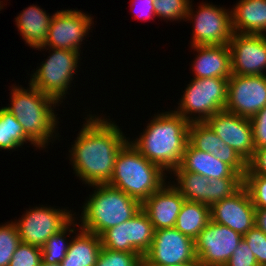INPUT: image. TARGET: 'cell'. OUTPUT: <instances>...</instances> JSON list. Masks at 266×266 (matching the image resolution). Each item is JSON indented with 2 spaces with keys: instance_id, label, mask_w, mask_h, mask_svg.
I'll return each instance as SVG.
<instances>
[{
  "instance_id": "cell-1",
  "label": "cell",
  "mask_w": 266,
  "mask_h": 266,
  "mask_svg": "<svg viewBox=\"0 0 266 266\" xmlns=\"http://www.w3.org/2000/svg\"><path fill=\"white\" fill-rule=\"evenodd\" d=\"M94 117L90 115L70 151L76 175L88 185L110 181L116 157L128 142L114 123Z\"/></svg>"
},
{
  "instance_id": "cell-2",
  "label": "cell",
  "mask_w": 266,
  "mask_h": 266,
  "mask_svg": "<svg viewBox=\"0 0 266 266\" xmlns=\"http://www.w3.org/2000/svg\"><path fill=\"white\" fill-rule=\"evenodd\" d=\"M189 126L190 122L175 111L158 114L131 144L163 171L172 172L180 165L189 142Z\"/></svg>"
},
{
  "instance_id": "cell-3",
  "label": "cell",
  "mask_w": 266,
  "mask_h": 266,
  "mask_svg": "<svg viewBox=\"0 0 266 266\" xmlns=\"http://www.w3.org/2000/svg\"><path fill=\"white\" fill-rule=\"evenodd\" d=\"M163 170L127 142L119 151L107 183L143 203L163 184Z\"/></svg>"
},
{
  "instance_id": "cell-4",
  "label": "cell",
  "mask_w": 266,
  "mask_h": 266,
  "mask_svg": "<svg viewBox=\"0 0 266 266\" xmlns=\"http://www.w3.org/2000/svg\"><path fill=\"white\" fill-rule=\"evenodd\" d=\"M96 190L83 206L82 227L100 236L107 229L117 226L136 215L142 203L109 184H95Z\"/></svg>"
},
{
  "instance_id": "cell-5",
  "label": "cell",
  "mask_w": 266,
  "mask_h": 266,
  "mask_svg": "<svg viewBox=\"0 0 266 266\" xmlns=\"http://www.w3.org/2000/svg\"><path fill=\"white\" fill-rule=\"evenodd\" d=\"M29 90L13 87L11 107H4L22 125L25 134L39 147L48 143L56 128L57 119L52 110L58 103L53 97L43 94L31 83ZM55 103V104H54Z\"/></svg>"
},
{
  "instance_id": "cell-6",
  "label": "cell",
  "mask_w": 266,
  "mask_h": 266,
  "mask_svg": "<svg viewBox=\"0 0 266 266\" xmlns=\"http://www.w3.org/2000/svg\"><path fill=\"white\" fill-rule=\"evenodd\" d=\"M229 78H194L185 89L178 110L181 117L191 122H205L212 115L225 110ZM198 113L194 119L189 114ZM188 114V115H187ZM201 115V116H200Z\"/></svg>"
},
{
  "instance_id": "cell-7",
  "label": "cell",
  "mask_w": 266,
  "mask_h": 266,
  "mask_svg": "<svg viewBox=\"0 0 266 266\" xmlns=\"http://www.w3.org/2000/svg\"><path fill=\"white\" fill-rule=\"evenodd\" d=\"M52 51L54 53L36 70L29 82L43 94L59 102L67 92L74 72L76 73L80 53L59 48H52Z\"/></svg>"
},
{
  "instance_id": "cell-8",
  "label": "cell",
  "mask_w": 266,
  "mask_h": 266,
  "mask_svg": "<svg viewBox=\"0 0 266 266\" xmlns=\"http://www.w3.org/2000/svg\"><path fill=\"white\" fill-rule=\"evenodd\" d=\"M154 231L149 216L141 208L129 220L104 231L100 235L101 244L109 250L139 253L143 257L151 247Z\"/></svg>"
},
{
  "instance_id": "cell-9",
  "label": "cell",
  "mask_w": 266,
  "mask_h": 266,
  "mask_svg": "<svg viewBox=\"0 0 266 266\" xmlns=\"http://www.w3.org/2000/svg\"><path fill=\"white\" fill-rule=\"evenodd\" d=\"M195 241L174 228L154 231L149 251L143 256V266H171L197 260Z\"/></svg>"
},
{
  "instance_id": "cell-10",
  "label": "cell",
  "mask_w": 266,
  "mask_h": 266,
  "mask_svg": "<svg viewBox=\"0 0 266 266\" xmlns=\"http://www.w3.org/2000/svg\"><path fill=\"white\" fill-rule=\"evenodd\" d=\"M242 239L231 228L210 221L194 240L196 256L203 266H224Z\"/></svg>"
},
{
  "instance_id": "cell-11",
  "label": "cell",
  "mask_w": 266,
  "mask_h": 266,
  "mask_svg": "<svg viewBox=\"0 0 266 266\" xmlns=\"http://www.w3.org/2000/svg\"><path fill=\"white\" fill-rule=\"evenodd\" d=\"M266 106V75H236L228 79L225 110L252 118Z\"/></svg>"
},
{
  "instance_id": "cell-12",
  "label": "cell",
  "mask_w": 266,
  "mask_h": 266,
  "mask_svg": "<svg viewBox=\"0 0 266 266\" xmlns=\"http://www.w3.org/2000/svg\"><path fill=\"white\" fill-rule=\"evenodd\" d=\"M65 211L44 206L30 209L19 222H14L20 241L42 247L73 219L72 213Z\"/></svg>"
},
{
  "instance_id": "cell-13",
  "label": "cell",
  "mask_w": 266,
  "mask_h": 266,
  "mask_svg": "<svg viewBox=\"0 0 266 266\" xmlns=\"http://www.w3.org/2000/svg\"><path fill=\"white\" fill-rule=\"evenodd\" d=\"M91 25L92 18L78 10L57 11L53 14L45 44L37 49H46L48 46L50 49L52 47L79 52L80 42L88 34Z\"/></svg>"
},
{
  "instance_id": "cell-14",
  "label": "cell",
  "mask_w": 266,
  "mask_h": 266,
  "mask_svg": "<svg viewBox=\"0 0 266 266\" xmlns=\"http://www.w3.org/2000/svg\"><path fill=\"white\" fill-rule=\"evenodd\" d=\"M205 123L246 162L252 158L255 146L250 118L222 110L208 118Z\"/></svg>"
},
{
  "instance_id": "cell-15",
  "label": "cell",
  "mask_w": 266,
  "mask_h": 266,
  "mask_svg": "<svg viewBox=\"0 0 266 266\" xmlns=\"http://www.w3.org/2000/svg\"><path fill=\"white\" fill-rule=\"evenodd\" d=\"M196 12L192 46L229 45L234 33L231 12L208 3L199 6Z\"/></svg>"
},
{
  "instance_id": "cell-16",
  "label": "cell",
  "mask_w": 266,
  "mask_h": 266,
  "mask_svg": "<svg viewBox=\"0 0 266 266\" xmlns=\"http://www.w3.org/2000/svg\"><path fill=\"white\" fill-rule=\"evenodd\" d=\"M210 216L212 222L227 226L242 236L255 226V206L244 186L231 197L213 204Z\"/></svg>"
},
{
  "instance_id": "cell-17",
  "label": "cell",
  "mask_w": 266,
  "mask_h": 266,
  "mask_svg": "<svg viewBox=\"0 0 266 266\" xmlns=\"http://www.w3.org/2000/svg\"><path fill=\"white\" fill-rule=\"evenodd\" d=\"M231 73L236 75H264L266 45L261 35L233 33L229 42Z\"/></svg>"
},
{
  "instance_id": "cell-18",
  "label": "cell",
  "mask_w": 266,
  "mask_h": 266,
  "mask_svg": "<svg viewBox=\"0 0 266 266\" xmlns=\"http://www.w3.org/2000/svg\"><path fill=\"white\" fill-rule=\"evenodd\" d=\"M189 143L201 152L213 154L244 177L247 162L232 147L223 142L205 122L190 123Z\"/></svg>"
},
{
  "instance_id": "cell-19",
  "label": "cell",
  "mask_w": 266,
  "mask_h": 266,
  "mask_svg": "<svg viewBox=\"0 0 266 266\" xmlns=\"http://www.w3.org/2000/svg\"><path fill=\"white\" fill-rule=\"evenodd\" d=\"M186 199L171 184H163L142 203V209L149 216L154 230L174 228L182 204Z\"/></svg>"
},
{
  "instance_id": "cell-20",
  "label": "cell",
  "mask_w": 266,
  "mask_h": 266,
  "mask_svg": "<svg viewBox=\"0 0 266 266\" xmlns=\"http://www.w3.org/2000/svg\"><path fill=\"white\" fill-rule=\"evenodd\" d=\"M172 172H192L207 178H243L230 165L217 159L209 152H201L189 142L186 145L180 165Z\"/></svg>"
},
{
  "instance_id": "cell-21",
  "label": "cell",
  "mask_w": 266,
  "mask_h": 266,
  "mask_svg": "<svg viewBox=\"0 0 266 266\" xmlns=\"http://www.w3.org/2000/svg\"><path fill=\"white\" fill-rule=\"evenodd\" d=\"M198 52L194 61V78H229L231 73V52L229 45H196Z\"/></svg>"
},
{
  "instance_id": "cell-22",
  "label": "cell",
  "mask_w": 266,
  "mask_h": 266,
  "mask_svg": "<svg viewBox=\"0 0 266 266\" xmlns=\"http://www.w3.org/2000/svg\"><path fill=\"white\" fill-rule=\"evenodd\" d=\"M234 7L231 11L234 33L260 35L266 32V0H240Z\"/></svg>"
},
{
  "instance_id": "cell-23",
  "label": "cell",
  "mask_w": 266,
  "mask_h": 266,
  "mask_svg": "<svg viewBox=\"0 0 266 266\" xmlns=\"http://www.w3.org/2000/svg\"><path fill=\"white\" fill-rule=\"evenodd\" d=\"M15 19L23 40L29 46L37 48L45 44L53 16L33 5L23 10Z\"/></svg>"
},
{
  "instance_id": "cell-24",
  "label": "cell",
  "mask_w": 266,
  "mask_h": 266,
  "mask_svg": "<svg viewBox=\"0 0 266 266\" xmlns=\"http://www.w3.org/2000/svg\"><path fill=\"white\" fill-rule=\"evenodd\" d=\"M102 249L101 238L95 233L81 229L70 241L66 257L61 266H95Z\"/></svg>"
},
{
  "instance_id": "cell-25",
  "label": "cell",
  "mask_w": 266,
  "mask_h": 266,
  "mask_svg": "<svg viewBox=\"0 0 266 266\" xmlns=\"http://www.w3.org/2000/svg\"><path fill=\"white\" fill-rule=\"evenodd\" d=\"M210 221L209 206L185 200L177 216L175 228L195 240Z\"/></svg>"
},
{
  "instance_id": "cell-26",
  "label": "cell",
  "mask_w": 266,
  "mask_h": 266,
  "mask_svg": "<svg viewBox=\"0 0 266 266\" xmlns=\"http://www.w3.org/2000/svg\"><path fill=\"white\" fill-rule=\"evenodd\" d=\"M173 173L178 180V186L174 185V187L187 201L199 202L208 206L209 178L192 172Z\"/></svg>"
},
{
  "instance_id": "cell-27",
  "label": "cell",
  "mask_w": 266,
  "mask_h": 266,
  "mask_svg": "<svg viewBox=\"0 0 266 266\" xmlns=\"http://www.w3.org/2000/svg\"><path fill=\"white\" fill-rule=\"evenodd\" d=\"M29 141L38 147L24 132L15 116L5 108L0 109V149H16Z\"/></svg>"
},
{
  "instance_id": "cell-28",
  "label": "cell",
  "mask_w": 266,
  "mask_h": 266,
  "mask_svg": "<svg viewBox=\"0 0 266 266\" xmlns=\"http://www.w3.org/2000/svg\"><path fill=\"white\" fill-rule=\"evenodd\" d=\"M74 218L58 233L52 235L42 248V262L47 264H60L66 257L68 252L69 243H66L65 234L67 231L74 233V228L69 229L72 225Z\"/></svg>"
},
{
  "instance_id": "cell-29",
  "label": "cell",
  "mask_w": 266,
  "mask_h": 266,
  "mask_svg": "<svg viewBox=\"0 0 266 266\" xmlns=\"http://www.w3.org/2000/svg\"><path fill=\"white\" fill-rule=\"evenodd\" d=\"M189 0H154L155 15L165 19H191L193 11Z\"/></svg>"
},
{
  "instance_id": "cell-30",
  "label": "cell",
  "mask_w": 266,
  "mask_h": 266,
  "mask_svg": "<svg viewBox=\"0 0 266 266\" xmlns=\"http://www.w3.org/2000/svg\"><path fill=\"white\" fill-rule=\"evenodd\" d=\"M243 186V178L209 179L208 206L211 207L218 201L231 197Z\"/></svg>"
},
{
  "instance_id": "cell-31",
  "label": "cell",
  "mask_w": 266,
  "mask_h": 266,
  "mask_svg": "<svg viewBox=\"0 0 266 266\" xmlns=\"http://www.w3.org/2000/svg\"><path fill=\"white\" fill-rule=\"evenodd\" d=\"M15 223L0 226V266H9L13 253L20 243Z\"/></svg>"
},
{
  "instance_id": "cell-32",
  "label": "cell",
  "mask_w": 266,
  "mask_h": 266,
  "mask_svg": "<svg viewBox=\"0 0 266 266\" xmlns=\"http://www.w3.org/2000/svg\"><path fill=\"white\" fill-rule=\"evenodd\" d=\"M95 266H143L139 253L113 251L102 247Z\"/></svg>"
},
{
  "instance_id": "cell-33",
  "label": "cell",
  "mask_w": 266,
  "mask_h": 266,
  "mask_svg": "<svg viewBox=\"0 0 266 266\" xmlns=\"http://www.w3.org/2000/svg\"><path fill=\"white\" fill-rule=\"evenodd\" d=\"M41 262V247L20 242L13 253L9 266H39Z\"/></svg>"
},
{
  "instance_id": "cell-34",
  "label": "cell",
  "mask_w": 266,
  "mask_h": 266,
  "mask_svg": "<svg viewBox=\"0 0 266 266\" xmlns=\"http://www.w3.org/2000/svg\"><path fill=\"white\" fill-rule=\"evenodd\" d=\"M243 186L247 189L255 208H266V176L244 174Z\"/></svg>"
},
{
  "instance_id": "cell-35",
  "label": "cell",
  "mask_w": 266,
  "mask_h": 266,
  "mask_svg": "<svg viewBox=\"0 0 266 266\" xmlns=\"http://www.w3.org/2000/svg\"><path fill=\"white\" fill-rule=\"evenodd\" d=\"M243 239L256 257L257 263H266V234L257 226H253Z\"/></svg>"
},
{
  "instance_id": "cell-36",
  "label": "cell",
  "mask_w": 266,
  "mask_h": 266,
  "mask_svg": "<svg viewBox=\"0 0 266 266\" xmlns=\"http://www.w3.org/2000/svg\"><path fill=\"white\" fill-rule=\"evenodd\" d=\"M256 257L244 239L231 255V258L224 266H257Z\"/></svg>"
},
{
  "instance_id": "cell-37",
  "label": "cell",
  "mask_w": 266,
  "mask_h": 266,
  "mask_svg": "<svg viewBox=\"0 0 266 266\" xmlns=\"http://www.w3.org/2000/svg\"><path fill=\"white\" fill-rule=\"evenodd\" d=\"M255 148L266 147V106L250 118Z\"/></svg>"
},
{
  "instance_id": "cell-38",
  "label": "cell",
  "mask_w": 266,
  "mask_h": 266,
  "mask_svg": "<svg viewBox=\"0 0 266 266\" xmlns=\"http://www.w3.org/2000/svg\"><path fill=\"white\" fill-rule=\"evenodd\" d=\"M245 174L266 176V147L255 148L252 158L247 162Z\"/></svg>"
},
{
  "instance_id": "cell-39",
  "label": "cell",
  "mask_w": 266,
  "mask_h": 266,
  "mask_svg": "<svg viewBox=\"0 0 266 266\" xmlns=\"http://www.w3.org/2000/svg\"><path fill=\"white\" fill-rule=\"evenodd\" d=\"M138 2H140V0H137ZM153 1L154 0H141V11H143L141 14L140 12L138 11L137 13L134 11V14L135 16H138V18H143V19H149V18H152L151 16H156L155 15V10H154V5H153ZM143 2V3H142ZM136 2H134L135 4ZM137 5V4H136ZM139 5V6H140ZM135 9V8H134ZM139 9V10H140ZM137 10V9H136ZM140 14V16H139ZM145 17V18H144Z\"/></svg>"
},
{
  "instance_id": "cell-40",
  "label": "cell",
  "mask_w": 266,
  "mask_h": 266,
  "mask_svg": "<svg viewBox=\"0 0 266 266\" xmlns=\"http://www.w3.org/2000/svg\"><path fill=\"white\" fill-rule=\"evenodd\" d=\"M255 226L266 234V208H255Z\"/></svg>"
},
{
  "instance_id": "cell-41",
  "label": "cell",
  "mask_w": 266,
  "mask_h": 266,
  "mask_svg": "<svg viewBox=\"0 0 266 266\" xmlns=\"http://www.w3.org/2000/svg\"><path fill=\"white\" fill-rule=\"evenodd\" d=\"M171 266H203L199 260H195V261H192V262H189V263H186V264H180V265H171Z\"/></svg>"
},
{
  "instance_id": "cell-42",
  "label": "cell",
  "mask_w": 266,
  "mask_h": 266,
  "mask_svg": "<svg viewBox=\"0 0 266 266\" xmlns=\"http://www.w3.org/2000/svg\"><path fill=\"white\" fill-rule=\"evenodd\" d=\"M39 266H61L60 264H47L44 262H41Z\"/></svg>"
},
{
  "instance_id": "cell-43",
  "label": "cell",
  "mask_w": 266,
  "mask_h": 266,
  "mask_svg": "<svg viewBox=\"0 0 266 266\" xmlns=\"http://www.w3.org/2000/svg\"><path fill=\"white\" fill-rule=\"evenodd\" d=\"M260 35H261V37H262V39H263V41H264V43L266 45V35H265V33H261Z\"/></svg>"
},
{
  "instance_id": "cell-44",
  "label": "cell",
  "mask_w": 266,
  "mask_h": 266,
  "mask_svg": "<svg viewBox=\"0 0 266 266\" xmlns=\"http://www.w3.org/2000/svg\"><path fill=\"white\" fill-rule=\"evenodd\" d=\"M257 266H266V263L257 264Z\"/></svg>"
}]
</instances>
